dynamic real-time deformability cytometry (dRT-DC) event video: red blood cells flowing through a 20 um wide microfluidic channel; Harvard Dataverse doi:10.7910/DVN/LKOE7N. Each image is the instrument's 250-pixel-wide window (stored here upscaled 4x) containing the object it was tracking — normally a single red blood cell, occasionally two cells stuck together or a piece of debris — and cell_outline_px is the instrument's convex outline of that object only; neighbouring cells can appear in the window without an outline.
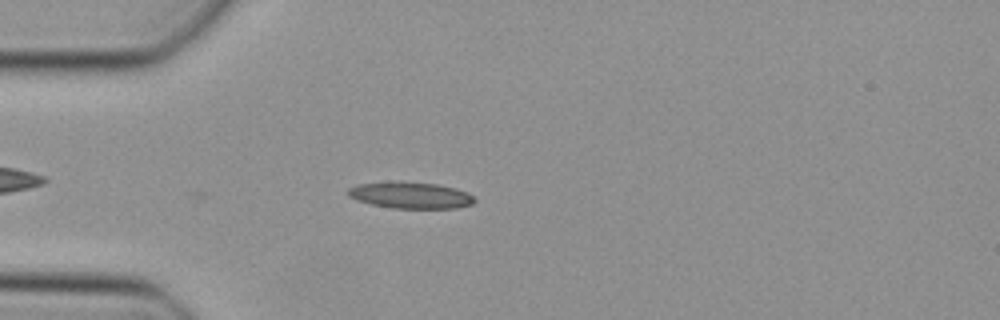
{"species": "Egyptian fruit bat (a non-hibernating species)", "species_latin": "Rousettus aegyptiacus", "temperature_condition": "cold", "stored_images_in_passage": 41, "camera_frame_rate_fps": 3000, "um_per_image_px": 0.085, "animal": {"sex": "female"}, "frame": {"image": 1, "passage_image": 6, "time_ms": 1.667, "image_size_px": [1000, 320], "cell_outline_px": [[476, 200], [472, 204], [456, 208], [392, 208], [372, 204], [356, 200], [348, 196], [348, 188], [356, 184], [436, 184], [456, 188], [468, 192]], "centroid_in_image_um": [34.94, 16.64], "position_along_channel_um": 50.1, "area_um2": 18.61}}
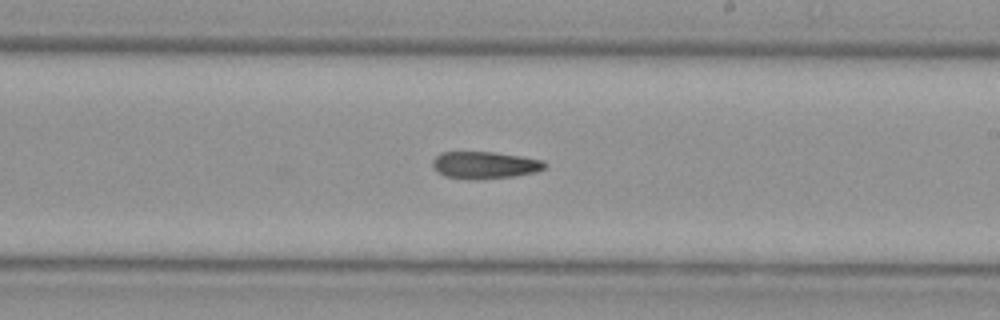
{"frame": {"image": 2, "passage_image": 21, "time_ms": 6.667, "image_size_px": [1000, 320], "cell_outline_px": [[548, 164], [544, 168], [536, 172], [512, 176], [444, 176], [432, 164], [432, 160], [440, 152], [492, 152], [520, 156], [544, 160]], "centroid_in_image_um": [41.26, 13.96], "position_along_channel_um": 247.7, "area_um2": 16.65}}
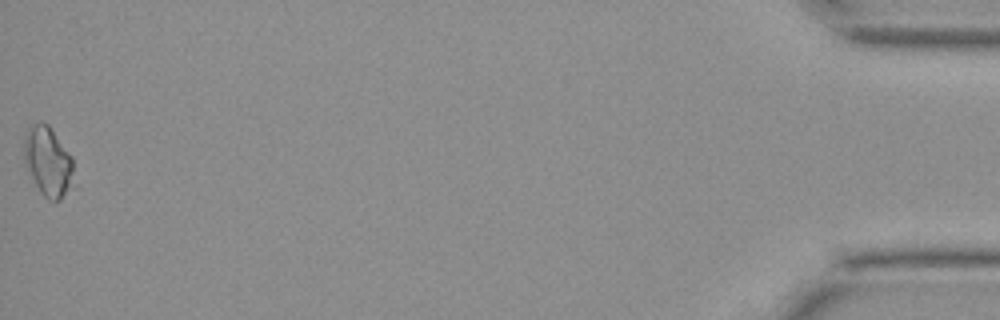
{"frame": {"image": 3, "passage_image": 41, "time_ms": 13.333, "image_size_px": [1000, 320], "cell_outline_px": [[72, 172], [68, 184], [60, 200], [48, 200], [40, 192], [24, 160], [24, 140], [28, 132], [36, 124], [48, 124], [72, 156]], "centroid_in_image_um": [4.06, 13.71], "position_along_channel_um": 431.1, "area_um2": 18.9}}